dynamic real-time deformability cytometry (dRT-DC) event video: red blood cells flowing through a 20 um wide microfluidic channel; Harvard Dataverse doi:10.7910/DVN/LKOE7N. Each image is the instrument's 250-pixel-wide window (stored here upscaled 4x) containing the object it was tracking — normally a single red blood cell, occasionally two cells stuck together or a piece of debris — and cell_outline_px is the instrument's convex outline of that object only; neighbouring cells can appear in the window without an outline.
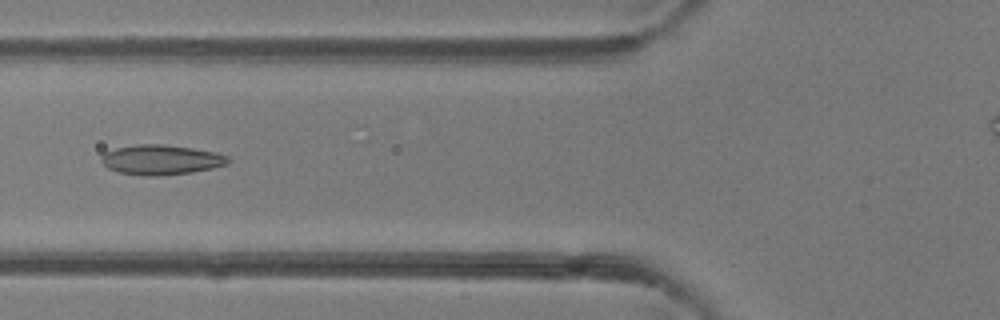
{"species": "common noctule bat (a hibernating species)", "species_latin": "Nyctalus noctula", "temperature_condition": "room temperature", "stored_images_in_passage": 43, "camera_frame_rate_fps": 3000, "um_per_image_px": 0.085, "animal": {"sex": "female"}, "frame": {"image": 1, "passage_image": 18, "time_ms": 5.667, "image_size_px": [1000, 320], "cell_outline_px": [[228, 164], [212, 168], [192, 172], [160, 176], [144, 176], [120, 172], [108, 168], [100, 160], [104, 152], [116, 148], [136, 144], [160, 144], [192, 148], [216, 152], [228, 156]], "centroid_in_image_um": [13.68, 13.58], "position_along_channel_um": 112.1, "area_um2": 22.02}}
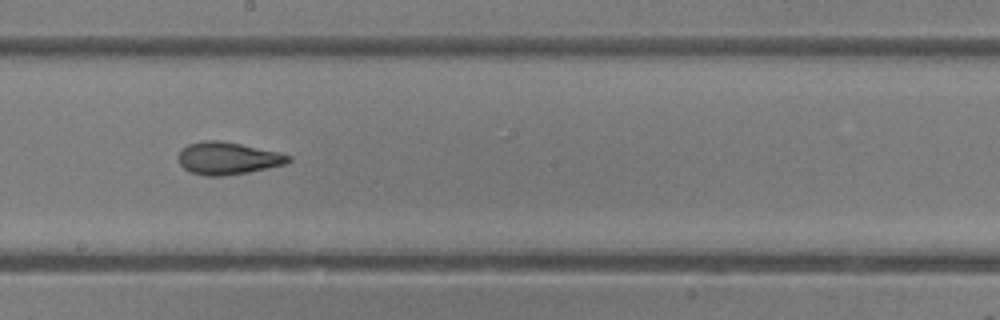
{"frame": {"image": 2, "passage_image": 26, "time_ms": 8.333, "image_size_px": [1000, 320], "cell_outline_px": [[292, 160], [284, 164], [248, 172], [224, 176], [204, 176], [192, 172], [184, 168], [180, 164], [176, 156], [180, 148], [188, 144], [204, 140], [220, 140], [240, 144], [276, 152], [292, 156]], "centroid_in_image_um": [19.29, 13.45], "position_along_channel_um": 228.9, "area_um2": 20.75}}
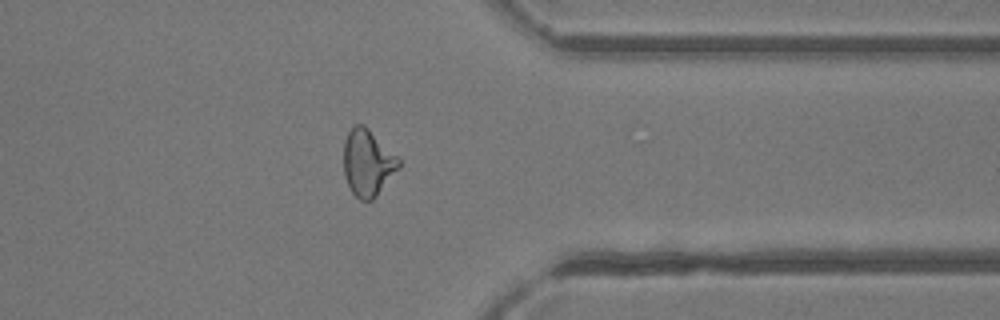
{"frame": {"image": 3, "passage_image": 37, "time_ms": 12.0, "image_size_px": [1000, 320], "cell_outline_px": [[400, 168], [376, 196], [372, 200], [360, 200], [352, 192], [344, 176], [344, 140], [348, 132], [356, 124], [364, 124], [400, 160]], "centroid_in_image_um": [31.24, 13.84], "position_along_channel_um": 380.2, "area_um2": 21.15}}